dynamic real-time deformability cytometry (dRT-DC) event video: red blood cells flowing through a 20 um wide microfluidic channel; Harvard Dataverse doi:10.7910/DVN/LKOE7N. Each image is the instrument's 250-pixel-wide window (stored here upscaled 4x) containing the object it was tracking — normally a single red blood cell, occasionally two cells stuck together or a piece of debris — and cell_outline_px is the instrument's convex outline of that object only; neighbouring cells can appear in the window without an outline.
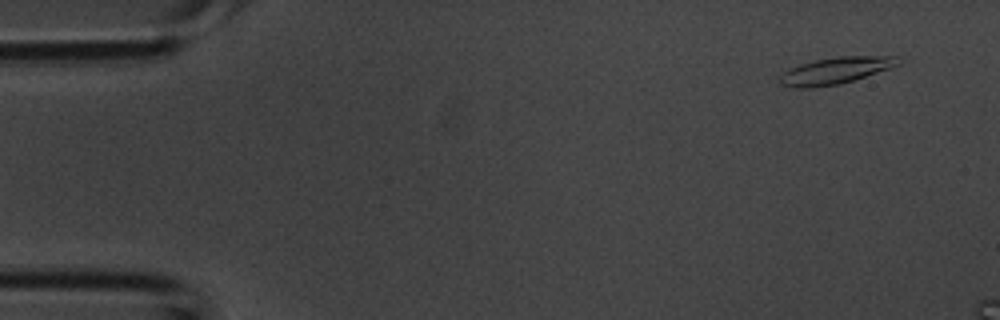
{"species": "common noctule bat (a hibernating species)", "species_latin": "Nyctalus noctula", "temperature_condition": "room temperature", "stored_images_in_passage": 39, "camera_frame_rate_fps": 3000, "um_per_image_px": 0.085, "animal": {"sex": "male", "body_mass_g": 20.1, "forearm_length_mm": 53.5}, "frame": {"image": 1, "passage_image": 3, "time_ms": 0.667, "image_size_px": [1000, 320], "cell_outline_px": [[900, 64], [840, 84], [812, 88], [792, 88], [780, 84], [776, 80], [788, 68], [800, 64], [816, 60], [836, 56], [896, 56]], "centroid_in_image_um": [70.91, 6.01], "position_along_channel_um": 14.1, "area_um2": 18.32}}
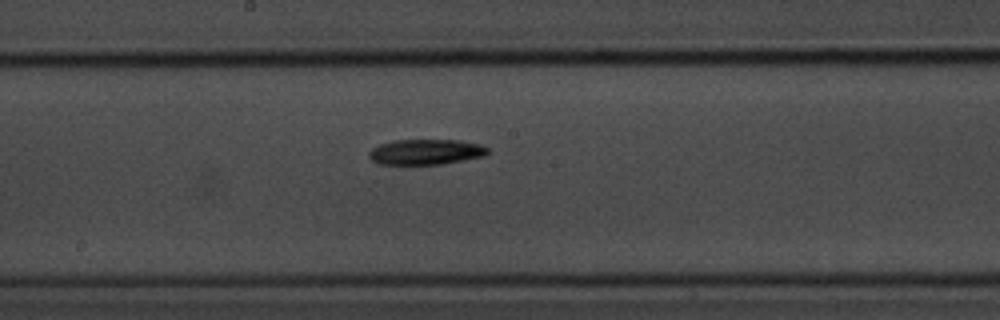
{"frame": {"image": 2, "passage_image": 22, "time_ms": 7.0, "image_size_px": [1000, 320], "cell_outline_px": [[492, 152], [484, 156], [440, 164], [376, 164], [368, 156], [368, 152], [372, 148], [380, 144], [392, 140], [460, 140], [480, 144], [488, 148]], "centroid_in_image_um": [36.19, 12.91], "position_along_channel_um": 212.0, "area_um2": 17.69}}
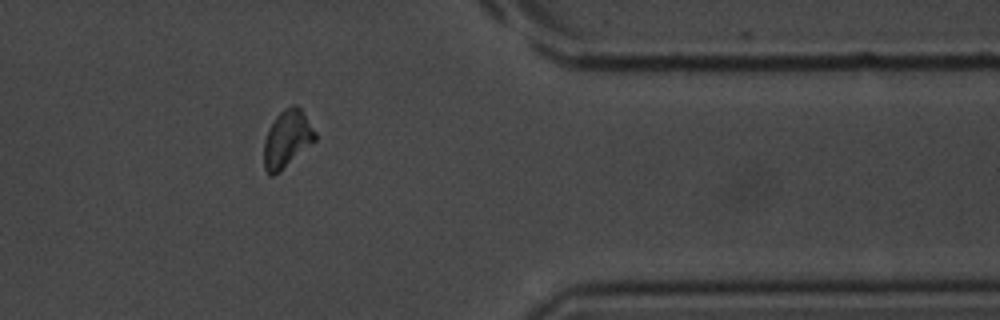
{"frame": {"image": 3, "passage_image": 34, "time_ms": 11.0, "image_size_px": [1000, 320], "cell_outline_px": [[316, 140], [280, 172], [272, 176], [264, 168], [264, 140], [268, 128], [276, 116], [284, 108], [292, 104], [296, 104], [304, 112], [316, 132]], "centroid_in_image_um": [24.4, 11.79], "position_along_channel_um": 387.0, "area_um2": 17.22}}